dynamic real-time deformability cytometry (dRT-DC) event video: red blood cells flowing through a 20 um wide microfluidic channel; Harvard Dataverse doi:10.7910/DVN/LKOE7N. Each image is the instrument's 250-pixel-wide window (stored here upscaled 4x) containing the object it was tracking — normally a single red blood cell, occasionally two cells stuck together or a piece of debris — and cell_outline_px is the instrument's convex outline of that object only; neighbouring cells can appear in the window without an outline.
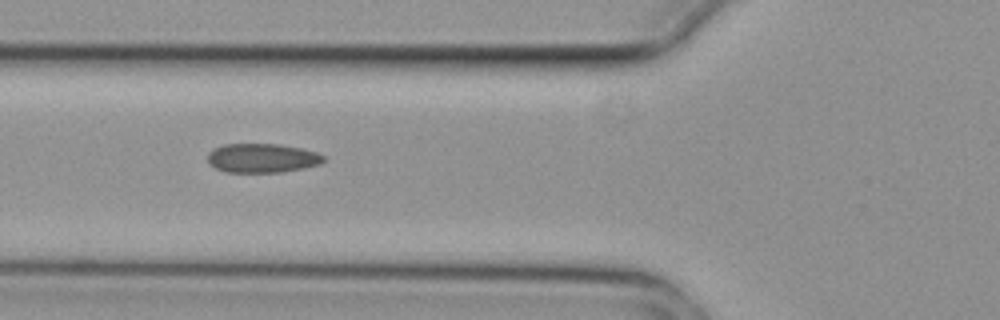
{"species": "common noctule bat (a hibernating species)", "species_latin": "Nyctalus noctula", "temperature_condition": "cold", "stored_images_in_passage": 6, "camera_frame_rate_fps": 3000, "um_per_image_px": 0.085, "animal": {"sex": "female", "body_mass_g": 29.2, "forearm_length_mm": 56.3}, "frame": {"image": 1, "passage_image": 2, "time_ms": 0.333, "image_size_px": [1000, 320], "cell_outline_px": [[324, 160], [320, 164], [304, 168], [284, 172], [224, 172], [208, 164], [208, 152], [212, 148], [224, 144], [280, 144], [300, 148], [316, 152], [324, 156]], "centroid_in_image_um": [22.25, 13.44], "position_along_channel_um": 103.6, "area_um2": 19.83}}
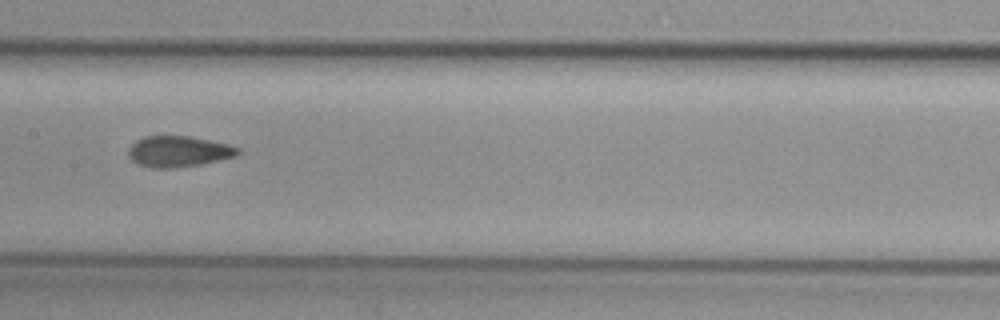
{"frame": {"image": 2, "passage_image": 4, "time_ms": 1.0, "image_size_px": [1000, 320], "cell_outline_px": [[240, 152], [236, 156], [200, 164], [168, 168], [152, 168], [140, 164], [132, 160], [128, 156], [128, 148], [136, 140], [144, 136], [192, 136], [228, 144], [240, 148]], "centroid_in_image_um": [15.17, 12.86], "position_along_channel_um": 192.2, "area_um2": 19.65}}
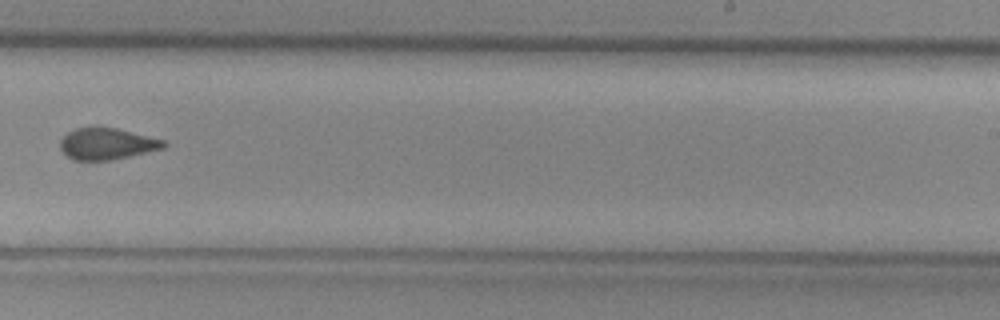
{"frame": {"image": 3, "passage_image": 6, "time_ms": 1.667, "image_size_px": [1000, 320], "cell_outline_px": [[168, 144], [164, 148], [128, 156], [108, 160], [72, 160], [60, 148], [60, 140], [68, 132], [76, 128], [116, 128], [164, 140]], "centroid_in_image_um": [9.08, 12.23], "position_along_channel_um": 279.9, "area_um2": 18.61}}